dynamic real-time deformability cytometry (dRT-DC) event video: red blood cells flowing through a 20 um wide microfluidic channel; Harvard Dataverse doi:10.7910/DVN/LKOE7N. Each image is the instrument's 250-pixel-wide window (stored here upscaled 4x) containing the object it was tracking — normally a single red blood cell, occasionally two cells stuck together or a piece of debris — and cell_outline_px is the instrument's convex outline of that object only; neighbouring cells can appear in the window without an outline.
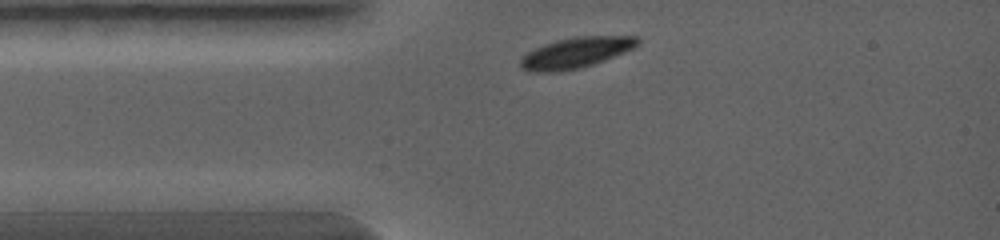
{"species": "common noctule bat (a hibernating species)", "species_latin": "Nyctalus noctula", "temperature_condition": "warm", "stored_images_in_passage": 2, "camera_frame_rate_fps": 5000, "um_per_image_px": 0.085, "animal": {"sex": "female", "body_mass_g": 19.0, "forearm_length_mm": 56.7}, "frame": {"image": 1, "passage_image": 1, "time_ms": 0.0, "image_size_px": [1000, 240], "cell_outline_px": [[640, 44], [624, 52], [604, 60], [580, 68], [556, 72], [528, 72], [520, 68], [520, 60], [528, 52], [544, 44], [556, 40], [576, 36], [636, 36], [640, 40]], "centroid_in_image_um": [48.93, 4.48], "position_along_channel_um": 36.1, "area_um2": 20.87}}
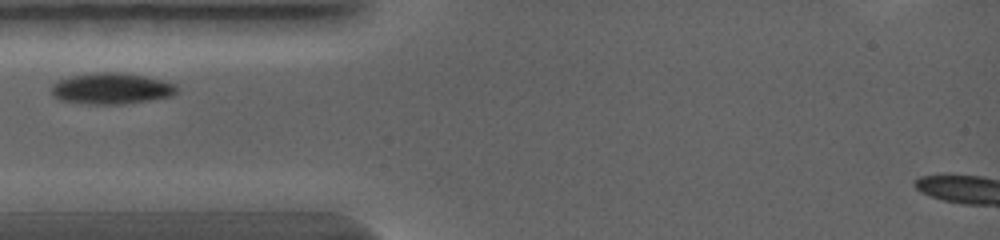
{"frame": {"image": 2, "passage_image": 2, "time_ms": 0.8, "image_size_px": [1000, 240], "cell_outline_px": [[176, 92], [172, 96], [124, 104], [80, 104], [60, 100], [52, 96], [52, 84], [56, 80], [72, 76], [104, 72], [108, 72], [144, 76], [176, 84]], "centroid_in_image_um": [9.41, 7.55], "position_along_channel_um": 75.6, "area_um2": 22.54}}